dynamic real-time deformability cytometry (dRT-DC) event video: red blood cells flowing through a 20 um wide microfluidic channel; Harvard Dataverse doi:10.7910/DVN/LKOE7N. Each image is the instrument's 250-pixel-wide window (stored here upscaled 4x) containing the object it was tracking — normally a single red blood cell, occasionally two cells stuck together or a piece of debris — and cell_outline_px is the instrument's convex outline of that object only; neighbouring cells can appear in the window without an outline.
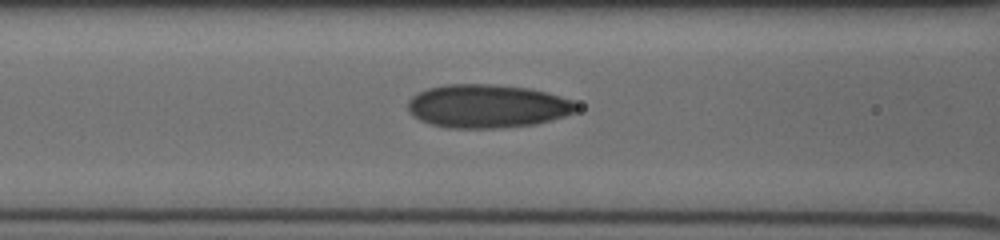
{"species": "human", "species_latin": "Homo sapiens", "temperature_condition": "cold", "stored_images_in_passage": 43, "camera_frame_rate_fps": 3000, "um_per_image_px": 0.085, "donor": {"sex": "male"}, "frame": {"image": 1, "passage_image": 7, "time_ms": 1.333, "image_size_px": [1000, 240], "cell_outline_px": [[580, 108], [576, 112], [564, 116], [536, 124], [500, 128], [448, 128], [432, 124], [420, 120], [412, 116], [408, 112], [408, 100], [412, 96], [428, 88], [444, 84], [492, 84], [528, 88], [548, 92], [572, 100]], "centroid_in_image_um": [41.42, 9.02], "position_along_channel_um": 125.2, "area_um2": 42.89}}
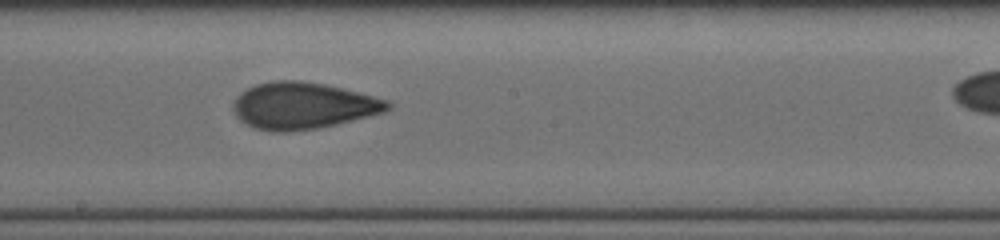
{"frame": {"image": 2, "passage_image": 19, "time_ms": 3.667, "image_size_px": [1000, 240], "cell_outline_px": [[392, 108], [384, 112], [336, 124], [316, 128], [288, 132], [272, 132], [256, 128], [240, 120], [236, 116], [232, 108], [232, 104], [236, 96], [240, 92], [256, 84], [276, 80], [300, 80], [324, 84], [388, 100], [392, 104]], "centroid_in_image_um": [25.72, 8.98], "position_along_channel_um": 222.5, "area_um2": 41.85}}
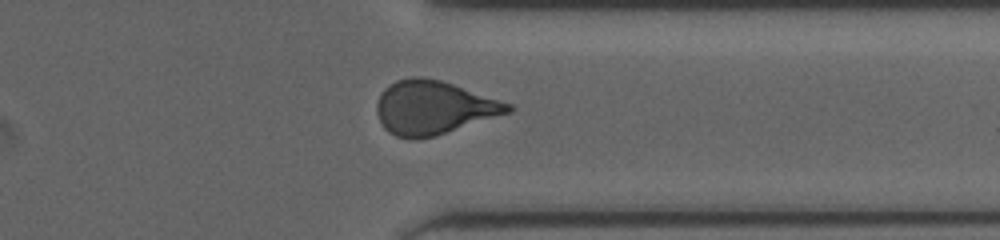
{"frame": {"image": 3, "passage_image": 36, "time_ms": 7.333, "image_size_px": [1000, 240], "cell_outline_px": [[516, 108], [512, 112], [436, 136], [416, 140], [408, 140], [396, 136], [388, 132], [384, 128], [376, 112], [376, 104], [380, 92], [388, 84], [396, 80], [412, 76], [420, 76], [440, 80], [512, 104]], "centroid_in_image_um": [36.83, 9.16], "position_along_channel_um": 374.6, "area_um2": 41.44}}